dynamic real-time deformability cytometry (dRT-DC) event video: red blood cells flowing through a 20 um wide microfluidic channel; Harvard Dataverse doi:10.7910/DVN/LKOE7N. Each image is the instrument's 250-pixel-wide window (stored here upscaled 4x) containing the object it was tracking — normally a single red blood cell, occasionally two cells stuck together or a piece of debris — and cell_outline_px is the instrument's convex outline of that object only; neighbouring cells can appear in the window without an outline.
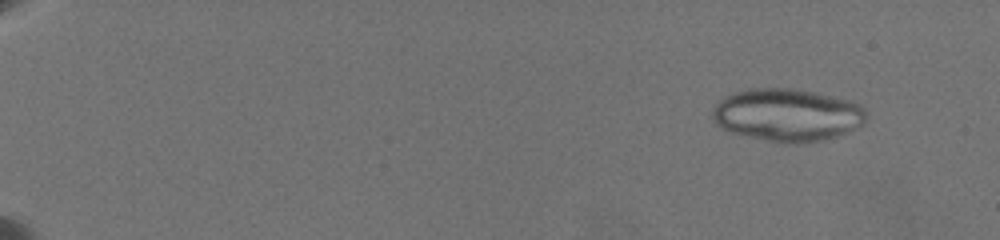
{"species": "common noctule bat (a hibernating species)", "species_latin": "Nyctalus noctula", "temperature_condition": "warm", "stored_images_in_passage": 51, "segment_of_instrument_passage": [1, 2], "camera_frame_rate_fps": 3000, "um_per_image_px": 0.085, "animal": {"sex": "female", "body_mass_g": 19.5, "forearm_length_mm": 54.1}, "frame": {"image": 1, "passage_image": 7, "time_ms": 2.0, "image_size_px": [1000, 240], "cell_outline_px": [[864, 120], [860, 124], [832, 136], [816, 140], [768, 140], [736, 132], [724, 128], [712, 116], [712, 112], [716, 104], [720, 100], [736, 92], [756, 88], [788, 88], [812, 92], [852, 100], [860, 104], [864, 108]], "centroid_in_image_um": [66.91, 9.7], "position_along_channel_um": 18.1, "area_um2": 44.8}}